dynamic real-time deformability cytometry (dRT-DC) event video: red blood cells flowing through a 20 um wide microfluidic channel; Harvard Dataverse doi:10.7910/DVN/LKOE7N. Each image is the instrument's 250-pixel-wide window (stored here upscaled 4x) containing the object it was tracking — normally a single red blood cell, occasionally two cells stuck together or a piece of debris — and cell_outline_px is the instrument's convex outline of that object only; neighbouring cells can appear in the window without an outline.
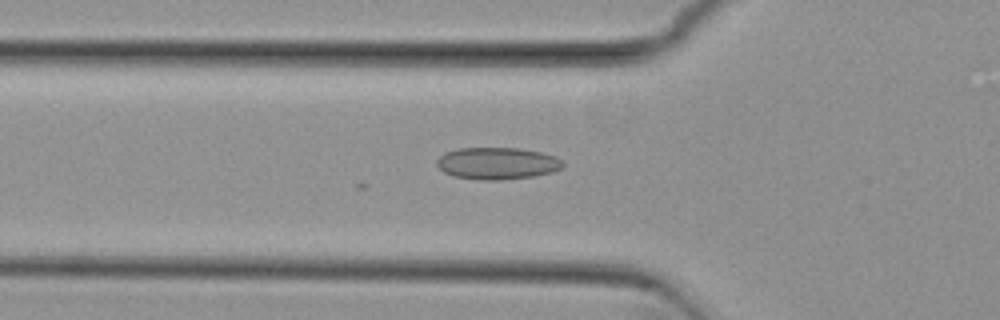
{"species": "common noctule bat (a hibernating species)", "species_latin": "Nyctalus noctula", "temperature_condition": "cold", "stored_images_in_passage": 47, "camera_frame_rate_fps": 3000, "um_per_image_px": 0.085, "animal": {"sex": "female", "body_mass_g": 29.2, "forearm_length_mm": 56.3}, "frame": {"image": 1, "passage_image": 12, "time_ms": 3.667, "image_size_px": [1000, 320], "cell_outline_px": [[564, 164], [560, 168], [552, 172], [536, 176], [500, 180], [480, 180], [452, 176], [444, 172], [436, 164], [436, 160], [444, 152], [456, 148], [520, 148], [540, 152], [556, 156]], "centroid_in_image_um": [42.23, 13.88], "position_along_channel_um": 83.6, "area_um2": 23.64}}
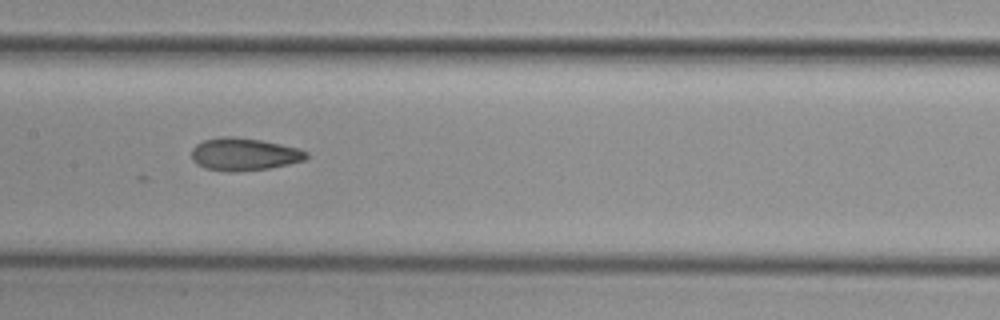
{"frame": {"image": 2, "passage_image": 20, "time_ms": 6.333, "image_size_px": [1000, 320], "cell_outline_px": [[308, 156], [304, 160], [288, 164], [268, 168], [232, 172], [228, 172], [204, 168], [196, 164], [192, 160], [192, 148], [196, 144], [204, 140], [224, 136], [236, 136], [260, 140], [300, 148], [308, 152]], "centroid_in_image_um": [20.73, 13.11], "position_along_channel_um": 186.7, "area_um2": 21.85}}
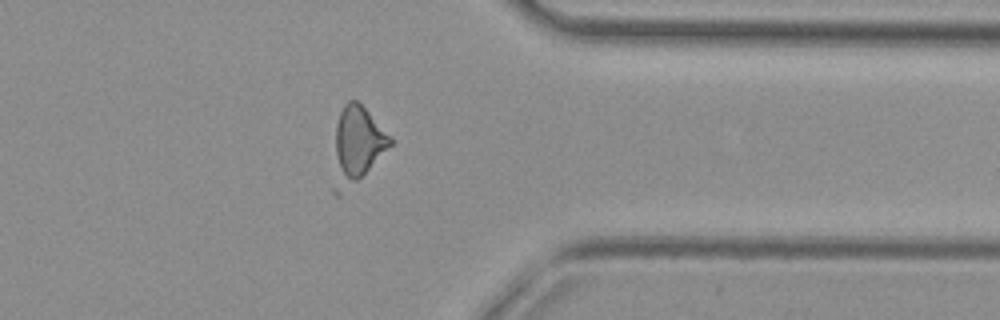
{"frame": {"image": 3, "passage_image": 36, "time_ms": 11.667, "image_size_px": [1000, 320], "cell_outline_px": [[392, 144], [340, 196], [336, 196], [332, 192], [332, 188], [336, 124], [340, 112], [344, 104], [348, 100], [356, 100], [368, 112], [392, 140]], "centroid_in_image_um": [30.25, 12.35], "position_along_channel_um": 381.2, "area_um2": 24.33}}